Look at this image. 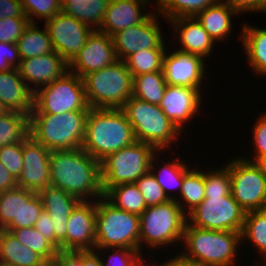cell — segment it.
Masks as SVG:
<instances>
[{
    "label": "cell",
    "instance_id": "obj_6",
    "mask_svg": "<svg viewBox=\"0 0 266 266\" xmlns=\"http://www.w3.org/2000/svg\"><path fill=\"white\" fill-rule=\"evenodd\" d=\"M82 79L90 108L121 109L132 96L133 77L125 61L118 60Z\"/></svg>",
    "mask_w": 266,
    "mask_h": 266
},
{
    "label": "cell",
    "instance_id": "obj_23",
    "mask_svg": "<svg viewBox=\"0 0 266 266\" xmlns=\"http://www.w3.org/2000/svg\"><path fill=\"white\" fill-rule=\"evenodd\" d=\"M168 23L174 27L175 34H179L178 41L182 47L178 50L198 55L203 59L210 56L216 43L195 16L179 17Z\"/></svg>",
    "mask_w": 266,
    "mask_h": 266
},
{
    "label": "cell",
    "instance_id": "obj_36",
    "mask_svg": "<svg viewBox=\"0 0 266 266\" xmlns=\"http://www.w3.org/2000/svg\"><path fill=\"white\" fill-rule=\"evenodd\" d=\"M219 0H159L156 14L173 20L179 17H193L206 8L215 5Z\"/></svg>",
    "mask_w": 266,
    "mask_h": 266
},
{
    "label": "cell",
    "instance_id": "obj_56",
    "mask_svg": "<svg viewBox=\"0 0 266 266\" xmlns=\"http://www.w3.org/2000/svg\"><path fill=\"white\" fill-rule=\"evenodd\" d=\"M257 163L261 166L263 173H264V176L266 177V157L259 160Z\"/></svg>",
    "mask_w": 266,
    "mask_h": 266
},
{
    "label": "cell",
    "instance_id": "obj_59",
    "mask_svg": "<svg viewBox=\"0 0 266 266\" xmlns=\"http://www.w3.org/2000/svg\"><path fill=\"white\" fill-rule=\"evenodd\" d=\"M70 4H75V3H80V2H86V0H69L68 1Z\"/></svg>",
    "mask_w": 266,
    "mask_h": 266
},
{
    "label": "cell",
    "instance_id": "obj_10",
    "mask_svg": "<svg viewBox=\"0 0 266 266\" xmlns=\"http://www.w3.org/2000/svg\"><path fill=\"white\" fill-rule=\"evenodd\" d=\"M89 109L83 79L68 71L34 93V108L30 113L63 114Z\"/></svg>",
    "mask_w": 266,
    "mask_h": 266
},
{
    "label": "cell",
    "instance_id": "obj_11",
    "mask_svg": "<svg viewBox=\"0 0 266 266\" xmlns=\"http://www.w3.org/2000/svg\"><path fill=\"white\" fill-rule=\"evenodd\" d=\"M225 163L231 178V194L245 213L266 209V177L257 162L242 157Z\"/></svg>",
    "mask_w": 266,
    "mask_h": 266
},
{
    "label": "cell",
    "instance_id": "obj_39",
    "mask_svg": "<svg viewBox=\"0 0 266 266\" xmlns=\"http://www.w3.org/2000/svg\"><path fill=\"white\" fill-rule=\"evenodd\" d=\"M11 233L31 250L39 254L48 264L57 255L58 250L34 227H23Z\"/></svg>",
    "mask_w": 266,
    "mask_h": 266
},
{
    "label": "cell",
    "instance_id": "obj_12",
    "mask_svg": "<svg viewBox=\"0 0 266 266\" xmlns=\"http://www.w3.org/2000/svg\"><path fill=\"white\" fill-rule=\"evenodd\" d=\"M245 214L232 194L210 196L187 215V222L207 230L241 232Z\"/></svg>",
    "mask_w": 266,
    "mask_h": 266
},
{
    "label": "cell",
    "instance_id": "obj_38",
    "mask_svg": "<svg viewBox=\"0 0 266 266\" xmlns=\"http://www.w3.org/2000/svg\"><path fill=\"white\" fill-rule=\"evenodd\" d=\"M165 53V48L145 49L130 55L125 63L132 77L150 72H163Z\"/></svg>",
    "mask_w": 266,
    "mask_h": 266
},
{
    "label": "cell",
    "instance_id": "obj_2",
    "mask_svg": "<svg viewBox=\"0 0 266 266\" xmlns=\"http://www.w3.org/2000/svg\"><path fill=\"white\" fill-rule=\"evenodd\" d=\"M132 125L122 109L90 108L82 149L101 162L135 142Z\"/></svg>",
    "mask_w": 266,
    "mask_h": 266
},
{
    "label": "cell",
    "instance_id": "obj_8",
    "mask_svg": "<svg viewBox=\"0 0 266 266\" xmlns=\"http://www.w3.org/2000/svg\"><path fill=\"white\" fill-rule=\"evenodd\" d=\"M139 250L143 244L154 249L181 243L187 215L178 203L171 199L166 203L147 207L139 216Z\"/></svg>",
    "mask_w": 266,
    "mask_h": 266
},
{
    "label": "cell",
    "instance_id": "obj_47",
    "mask_svg": "<svg viewBox=\"0 0 266 266\" xmlns=\"http://www.w3.org/2000/svg\"><path fill=\"white\" fill-rule=\"evenodd\" d=\"M43 211V204L38 193L31 200H22L21 228L34 227Z\"/></svg>",
    "mask_w": 266,
    "mask_h": 266
},
{
    "label": "cell",
    "instance_id": "obj_37",
    "mask_svg": "<svg viewBox=\"0 0 266 266\" xmlns=\"http://www.w3.org/2000/svg\"><path fill=\"white\" fill-rule=\"evenodd\" d=\"M241 239L252 242L259 250L261 262L266 259V209L250 211L245 214ZM263 259V260H262Z\"/></svg>",
    "mask_w": 266,
    "mask_h": 266
},
{
    "label": "cell",
    "instance_id": "obj_15",
    "mask_svg": "<svg viewBox=\"0 0 266 266\" xmlns=\"http://www.w3.org/2000/svg\"><path fill=\"white\" fill-rule=\"evenodd\" d=\"M118 60L113 38L108 34L94 30L88 37L85 46L69 63V71L83 78L85 75L103 69Z\"/></svg>",
    "mask_w": 266,
    "mask_h": 266
},
{
    "label": "cell",
    "instance_id": "obj_60",
    "mask_svg": "<svg viewBox=\"0 0 266 266\" xmlns=\"http://www.w3.org/2000/svg\"><path fill=\"white\" fill-rule=\"evenodd\" d=\"M61 6H63L69 0H57Z\"/></svg>",
    "mask_w": 266,
    "mask_h": 266
},
{
    "label": "cell",
    "instance_id": "obj_24",
    "mask_svg": "<svg viewBox=\"0 0 266 266\" xmlns=\"http://www.w3.org/2000/svg\"><path fill=\"white\" fill-rule=\"evenodd\" d=\"M0 101L8 111L30 115L34 108V93L21 78L17 68L0 71Z\"/></svg>",
    "mask_w": 266,
    "mask_h": 266
},
{
    "label": "cell",
    "instance_id": "obj_61",
    "mask_svg": "<svg viewBox=\"0 0 266 266\" xmlns=\"http://www.w3.org/2000/svg\"><path fill=\"white\" fill-rule=\"evenodd\" d=\"M0 266H14V265H10V264H6V263H1L0 262Z\"/></svg>",
    "mask_w": 266,
    "mask_h": 266
},
{
    "label": "cell",
    "instance_id": "obj_57",
    "mask_svg": "<svg viewBox=\"0 0 266 266\" xmlns=\"http://www.w3.org/2000/svg\"><path fill=\"white\" fill-rule=\"evenodd\" d=\"M145 261H144V259H143V255L141 256V258L136 262V265L135 266H151V265H146L145 263H144ZM153 266H155L154 264H153ZM157 266H164V262L162 263V264H158Z\"/></svg>",
    "mask_w": 266,
    "mask_h": 266
},
{
    "label": "cell",
    "instance_id": "obj_25",
    "mask_svg": "<svg viewBox=\"0 0 266 266\" xmlns=\"http://www.w3.org/2000/svg\"><path fill=\"white\" fill-rule=\"evenodd\" d=\"M236 12L222 0L199 12L195 17L214 42L226 40L232 30V18ZM226 37V38H225Z\"/></svg>",
    "mask_w": 266,
    "mask_h": 266
},
{
    "label": "cell",
    "instance_id": "obj_42",
    "mask_svg": "<svg viewBox=\"0 0 266 266\" xmlns=\"http://www.w3.org/2000/svg\"><path fill=\"white\" fill-rule=\"evenodd\" d=\"M135 184L144 197L147 207L163 204L171 200L150 171L142 175Z\"/></svg>",
    "mask_w": 266,
    "mask_h": 266
},
{
    "label": "cell",
    "instance_id": "obj_40",
    "mask_svg": "<svg viewBox=\"0 0 266 266\" xmlns=\"http://www.w3.org/2000/svg\"><path fill=\"white\" fill-rule=\"evenodd\" d=\"M214 171H204L205 198L210 196H227L231 194L229 169L224 165Z\"/></svg>",
    "mask_w": 266,
    "mask_h": 266
},
{
    "label": "cell",
    "instance_id": "obj_48",
    "mask_svg": "<svg viewBox=\"0 0 266 266\" xmlns=\"http://www.w3.org/2000/svg\"><path fill=\"white\" fill-rule=\"evenodd\" d=\"M21 58L16 44L0 42V71L17 68Z\"/></svg>",
    "mask_w": 266,
    "mask_h": 266
},
{
    "label": "cell",
    "instance_id": "obj_35",
    "mask_svg": "<svg viewBox=\"0 0 266 266\" xmlns=\"http://www.w3.org/2000/svg\"><path fill=\"white\" fill-rule=\"evenodd\" d=\"M29 135V115L8 111L0 115V148L21 143Z\"/></svg>",
    "mask_w": 266,
    "mask_h": 266
},
{
    "label": "cell",
    "instance_id": "obj_44",
    "mask_svg": "<svg viewBox=\"0 0 266 266\" xmlns=\"http://www.w3.org/2000/svg\"><path fill=\"white\" fill-rule=\"evenodd\" d=\"M0 161L17 180L23 169V141L0 148Z\"/></svg>",
    "mask_w": 266,
    "mask_h": 266
},
{
    "label": "cell",
    "instance_id": "obj_5",
    "mask_svg": "<svg viewBox=\"0 0 266 266\" xmlns=\"http://www.w3.org/2000/svg\"><path fill=\"white\" fill-rule=\"evenodd\" d=\"M121 109L132 125L135 140L151 144L158 151L172 147L182 134L159 105L131 96Z\"/></svg>",
    "mask_w": 266,
    "mask_h": 266
},
{
    "label": "cell",
    "instance_id": "obj_13",
    "mask_svg": "<svg viewBox=\"0 0 266 266\" xmlns=\"http://www.w3.org/2000/svg\"><path fill=\"white\" fill-rule=\"evenodd\" d=\"M55 52L70 63L85 46L88 37L94 31L78 19L63 12L44 21Z\"/></svg>",
    "mask_w": 266,
    "mask_h": 266
},
{
    "label": "cell",
    "instance_id": "obj_3",
    "mask_svg": "<svg viewBox=\"0 0 266 266\" xmlns=\"http://www.w3.org/2000/svg\"><path fill=\"white\" fill-rule=\"evenodd\" d=\"M181 242L187 248L180 254L201 266H234L242 239L241 232L207 230L186 222Z\"/></svg>",
    "mask_w": 266,
    "mask_h": 266
},
{
    "label": "cell",
    "instance_id": "obj_21",
    "mask_svg": "<svg viewBox=\"0 0 266 266\" xmlns=\"http://www.w3.org/2000/svg\"><path fill=\"white\" fill-rule=\"evenodd\" d=\"M38 195L41 198L43 209L53 220L55 239L61 244V251H66L67 223L71 211L80 200L66 193L58 187L48 185Z\"/></svg>",
    "mask_w": 266,
    "mask_h": 266
},
{
    "label": "cell",
    "instance_id": "obj_20",
    "mask_svg": "<svg viewBox=\"0 0 266 266\" xmlns=\"http://www.w3.org/2000/svg\"><path fill=\"white\" fill-rule=\"evenodd\" d=\"M201 90L183 86L167 85L160 108L180 132L184 123L191 121L201 108Z\"/></svg>",
    "mask_w": 266,
    "mask_h": 266
},
{
    "label": "cell",
    "instance_id": "obj_32",
    "mask_svg": "<svg viewBox=\"0 0 266 266\" xmlns=\"http://www.w3.org/2000/svg\"><path fill=\"white\" fill-rule=\"evenodd\" d=\"M104 197L116 208L138 216L147 208L144 197L135 183H123L111 187Z\"/></svg>",
    "mask_w": 266,
    "mask_h": 266
},
{
    "label": "cell",
    "instance_id": "obj_62",
    "mask_svg": "<svg viewBox=\"0 0 266 266\" xmlns=\"http://www.w3.org/2000/svg\"><path fill=\"white\" fill-rule=\"evenodd\" d=\"M262 263H263L264 265H266V259H265L264 261H262Z\"/></svg>",
    "mask_w": 266,
    "mask_h": 266
},
{
    "label": "cell",
    "instance_id": "obj_30",
    "mask_svg": "<svg viewBox=\"0 0 266 266\" xmlns=\"http://www.w3.org/2000/svg\"><path fill=\"white\" fill-rule=\"evenodd\" d=\"M159 152L161 153V151H158V153H156L153 156L149 171L152 173L153 177L157 180V183L162 187L167 197L174 200L176 198L174 191L176 189H177L176 192L181 191L184 173L190 168L189 167L190 164L187 165L186 163L183 162V160L181 161V159H179L178 157L177 160L175 158L173 159L174 161L171 160L168 163L166 162L163 165L161 164L160 169L157 170V172H155L156 169L154 170V167L157 166L155 165L157 163L155 158H158L156 157V155L160 154ZM168 189L173 190L170 191V193L173 192L174 195H171Z\"/></svg>",
    "mask_w": 266,
    "mask_h": 266
},
{
    "label": "cell",
    "instance_id": "obj_22",
    "mask_svg": "<svg viewBox=\"0 0 266 266\" xmlns=\"http://www.w3.org/2000/svg\"><path fill=\"white\" fill-rule=\"evenodd\" d=\"M150 0H110L98 31L113 36L117 32L142 23L152 12L145 13ZM144 7V8H143ZM140 10H143L141 12Z\"/></svg>",
    "mask_w": 266,
    "mask_h": 266
},
{
    "label": "cell",
    "instance_id": "obj_9",
    "mask_svg": "<svg viewBox=\"0 0 266 266\" xmlns=\"http://www.w3.org/2000/svg\"><path fill=\"white\" fill-rule=\"evenodd\" d=\"M158 150L151 144L135 141L103 159L101 180L104 194L123 183H135L150 170L151 160Z\"/></svg>",
    "mask_w": 266,
    "mask_h": 266
},
{
    "label": "cell",
    "instance_id": "obj_52",
    "mask_svg": "<svg viewBox=\"0 0 266 266\" xmlns=\"http://www.w3.org/2000/svg\"><path fill=\"white\" fill-rule=\"evenodd\" d=\"M5 17H27L20 0H0V19Z\"/></svg>",
    "mask_w": 266,
    "mask_h": 266
},
{
    "label": "cell",
    "instance_id": "obj_34",
    "mask_svg": "<svg viewBox=\"0 0 266 266\" xmlns=\"http://www.w3.org/2000/svg\"><path fill=\"white\" fill-rule=\"evenodd\" d=\"M167 83L163 72H150L133 77L132 96L154 105H160Z\"/></svg>",
    "mask_w": 266,
    "mask_h": 266
},
{
    "label": "cell",
    "instance_id": "obj_19",
    "mask_svg": "<svg viewBox=\"0 0 266 266\" xmlns=\"http://www.w3.org/2000/svg\"><path fill=\"white\" fill-rule=\"evenodd\" d=\"M96 201H80L71 211L66 251L95 250Z\"/></svg>",
    "mask_w": 266,
    "mask_h": 266
},
{
    "label": "cell",
    "instance_id": "obj_17",
    "mask_svg": "<svg viewBox=\"0 0 266 266\" xmlns=\"http://www.w3.org/2000/svg\"><path fill=\"white\" fill-rule=\"evenodd\" d=\"M205 60L191 53L176 49L166 53L163 59V74L168 85L198 89L202 87Z\"/></svg>",
    "mask_w": 266,
    "mask_h": 266
},
{
    "label": "cell",
    "instance_id": "obj_50",
    "mask_svg": "<svg viewBox=\"0 0 266 266\" xmlns=\"http://www.w3.org/2000/svg\"><path fill=\"white\" fill-rule=\"evenodd\" d=\"M228 4L236 14L261 12L266 13V0H222Z\"/></svg>",
    "mask_w": 266,
    "mask_h": 266
},
{
    "label": "cell",
    "instance_id": "obj_46",
    "mask_svg": "<svg viewBox=\"0 0 266 266\" xmlns=\"http://www.w3.org/2000/svg\"><path fill=\"white\" fill-rule=\"evenodd\" d=\"M256 124L253 125V144L255 145V154L253 159L242 157L248 161L258 162L266 157V113L257 118Z\"/></svg>",
    "mask_w": 266,
    "mask_h": 266
},
{
    "label": "cell",
    "instance_id": "obj_33",
    "mask_svg": "<svg viewBox=\"0 0 266 266\" xmlns=\"http://www.w3.org/2000/svg\"><path fill=\"white\" fill-rule=\"evenodd\" d=\"M110 0H86L70 4L66 2L62 6V12L67 16L78 19L93 30H99ZM96 27V28H95Z\"/></svg>",
    "mask_w": 266,
    "mask_h": 266
},
{
    "label": "cell",
    "instance_id": "obj_54",
    "mask_svg": "<svg viewBox=\"0 0 266 266\" xmlns=\"http://www.w3.org/2000/svg\"><path fill=\"white\" fill-rule=\"evenodd\" d=\"M102 253H98L96 250L83 251V266H102L100 257Z\"/></svg>",
    "mask_w": 266,
    "mask_h": 266
},
{
    "label": "cell",
    "instance_id": "obj_45",
    "mask_svg": "<svg viewBox=\"0 0 266 266\" xmlns=\"http://www.w3.org/2000/svg\"><path fill=\"white\" fill-rule=\"evenodd\" d=\"M29 23L28 17H5L0 19V42L16 44Z\"/></svg>",
    "mask_w": 266,
    "mask_h": 266
},
{
    "label": "cell",
    "instance_id": "obj_43",
    "mask_svg": "<svg viewBox=\"0 0 266 266\" xmlns=\"http://www.w3.org/2000/svg\"><path fill=\"white\" fill-rule=\"evenodd\" d=\"M95 250L97 252L112 251V254L107 253L105 260L101 259L102 266H135L142 255L140 250L130 248H95Z\"/></svg>",
    "mask_w": 266,
    "mask_h": 266
},
{
    "label": "cell",
    "instance_id": "obj_18",
    "mask_svg": "<svg viewBox=\"0 0 266 266\" xmlns=\"http://www.w3.org/2000/svg\"><path fill=\"white\" fill-rule=\"evenodd\" d=\"M17 70L29 89L36 93L40 88L51 84L68 72L69 63L57 52H51L22 59ZM29 84L34 85L31 88Z\"/></svg>",
    "mask_w": 266,
    "mask_h": 266
},
{
    "label": "cell",
    "instance_id": "obj_58",
    "mask_svg": "<svg viewBox=\"0 0 266 266\" xmlns=\"http://www.w3.org/2000/svg\"><path fill=\"white\" fill-rule=\"evenodd\" d=\"M8 112L7 108L4 106V104L0 101V115L5 114Z\"/></svg>",
    "mask_w": 266,
    "mask_h": 266
},
{
    "label": "cell",
    "instance_id": "obj_4",
    "mask_svg": "<svg viewBox=\"0 0 266 266\" xmlns=\"http://www.w3.org/2000/svg\"><path fill=\"white\" fill-rule=\"evenodd\" d=\"M88 112L30 113L29 135L50 152L82 148Z\"/></svg>",
    "mask_w": 266,
    "mask_h": 266
},
{
    "label": "cell",
    "instance_id": "obj_28",
    "mask_svg": "<svg viewBox=\"0 0 266 266\" xmlns=\"http://www.w3.org/2000/svg\"><path fill=\"white\" fill-rule=\"evenodd\" d=\"M36 194L18 186L0 192V229L11 232L21 228L22 200H31Z\"/></svg>",
    "mask_w": 266,
    "mask_h": 266
},
{
    "label": "cell",
    "instance_id": "obj_16",
    "mask_svg": "<svg viewBox=\"0 0 266 266\" xmlns=\"http://www.w3.org/2000/svg\"><path fill=\"white\" fill-rule=\"evenodd\" d=\"M50 151L30 135L23 140V169L17 186L39 193L50 185Z\"/></svg>",
    "mask_w": 266,
    "mask_h": 266
},
{
    "label": "cell",
    "instance_id": "obj_49",
    "mask_svg": "<svg viewBox=\"0 0 266 266\" xmlns=\"http://www.w3.org/2000/svg\"><path fill=\"white\" fill-rule=\"evenodd\" d=\"M53 227V220L43 209L39 216V219L34 225V228L38 232H40L58 251H61V244L55 239V232Z\"/></svg>",
    "mask_w": 266,
    "mask_h": 266
},
{
    "label": "cell",
    "instance_id": "obj_55",
    "mask_svg": "<svg viewBox=\"0 0 266 266\" xmlns=\"http://www.w3.org/2000/svg\"><path fill=\"white\" fill-rule=\"evenodd\" d=\"M164 266H201V265L179 254L178 256L177 255L173 256V258H170L169 260L167 259V261L164 262Z\"/></svg>",
    "mask_w": 266,
    "mask_h": 266
},
{
    "label": "cell",
    "instance_id": "obj_1",
    "mask_svg": "<svg viewBox=\"0 0 266 266\" xmlns=\"http://www.w3.org/2000/svg\"><path fill=\"white\" fill-rule=\"evenodd\" d=\"M50 185L80 201L104 197L101 164L82 148L50 152Z\"/></svg>",
    "mask_w": 266,
    "mask_h": 266
},
{
    "label": "cell",
    "instance_id": "obj_31",
    "mask_svg": "<svg viewBox=\"0 0 266 266\" xmlns=\"http://www.w3.org/2000/svg\"><path fill=\"white\" fill-rule=\"evenodd\" d=\"M177 194L180 196H177L174 200L188 215L205 199L204 171L189 168L184 173L182 188L180 193L177 192Z\"/></svg>",
    "mask_w": 266,
    "mask_h": 266
},
{
    "label": "cell",
    "instance_id": "obj_14",
    "mask_svg": "<svg viewBox=\"0 0 266 266\" xmlns=\"http://www.w3.org/2000/svg\"><path fill=\"white\" fill-rule=\"evenodd\" d=\"M155 13H151L142 23L121 30L112 36L119 60L125 61L130 55L141 50L167 48Z\"/></svg>",
    "mask_w": 266,
    "mask_h": 266
},
{
    "label": "cell",
    "instance_id": "obj_26",
    "mask_svg": "<svg viewBox=\"0 0 266 266\" xmlns=\"http://www.w3.org/2000/svg\"><path fill=\"white\" fill-rule=\"evenodd\" d=\"M0 262L14 266H49L39 254L4 229H0Z\"/></svg>",
    "mask_w": 266,
    "mask_h": 266
},
{
    "label": "cell",
    "instance_id": "obj_29",
    "mask_svg": "<svg viewBox=\"0 0 266 266\" xmlns=\"http://www.w3.org/2000/svg\"><path fill=\"white\" fill-rule=\"evenodd\" d=\"M36 24L29 23L16 42L21 60L55 52L46 27L41 30Z\"/></svg>",
    "mask_w": 266,
    "mask_h": 266
},
{
    "label": "cell",
    "instance_id": "obj_41",
    "mask_svg": "<svg viewBox=\"0 0 266 266\" xmlns=\"http://www.w3.org/2000/svg\"><path fill=\"white\" fill-rule=\"evenodd\" d=\"M20 2L30 23H36L34 16L47 21L62 12V6L57 0H20Z\"/></svg>",
    "mask_w": 266,
    "mask_h": 266
},
{
    "label": "cell",
    "instance_id": "obj_53",
    "mask_svg": "<svg viewBox=\"0 0 266 266\" xmlns=\"http://www.w3.org/2000/svg\"><path fill=\"white\" fill-rule=\"evenodd\" d=\"M17 187V180L0 161V192Z\"/></svg>",
    "mask_w": 266,
    "mask_h": 266
},
{
    "label": "cell",
    "instance_id": "obj_51",
    "mask_svg": "<svg viewBox=\"0 0 266 266\" xmlns=\"http://www.w3.org/2000/svg\"><path fill=\"white\" fill-rule=\"evenodd\" d=\"M49 266H83V251H58Z\"/></svg>",
    "mask_w": 266,
    "mask_h": 266
},
{
    "label": "cell",
    "instance_id": "obj_7",
    "mask_svg": "<svg viewBox=\"0 0 266 266\" xmlns=\"http://www.w3.org/2000/svg\"><path fill=\"white\" fill-rule=\"evenodd\" d=\"M139 239L138 215L116 208L105 197L96 200L95 248L139 250Z\"/></svg>",
    "mask_w": 266,
    "mask_h": 266
},
{
    "label": "cell",
    "instance_id": "obj_27",
    "mask_svg": "<svg viewBox=\"0 0 266 266\" xmlns=\"http://www.w3.org/2000/svg\"><path fill=\"white\" fill-rule=\"evenodd\" d=\"M241 28L240 40H242L249 66L257 75L266 76V28L245 23Z\"/></svg>",
    "mask_w": 266,
    "mask_h": 266
}]
</instances>
